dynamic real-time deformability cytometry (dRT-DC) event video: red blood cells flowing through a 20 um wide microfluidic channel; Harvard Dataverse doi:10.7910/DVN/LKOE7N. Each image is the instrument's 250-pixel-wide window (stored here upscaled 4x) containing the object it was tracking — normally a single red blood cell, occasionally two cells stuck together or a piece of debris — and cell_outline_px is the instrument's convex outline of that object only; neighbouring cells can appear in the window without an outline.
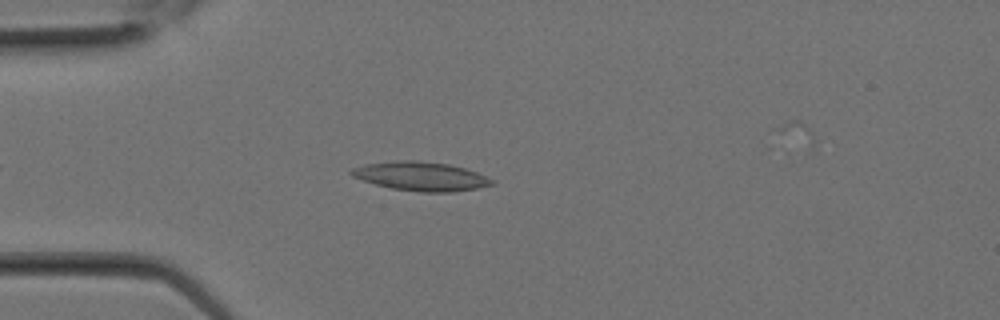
{"species": "Egyptian fruit bat (a non-hibernating species)", "species_latin": "Rousettus aegyptiacus", "temperature_condition": "room temperature", "stored_images_in_passage": 8, "camera_frame_rate_fps": 3000, "um_per_image_px": 0.085, "animal": {"sex": "female"}, "frame": {"image": 1, "passage_image": 4, "time_ms": 1.0, "image_size_px": [1000, 320], "cell_outline_px": [[496, 184], [476, 188], [452, 192], [420, 192], [392, 188], [376, 184], [352, 176], [348, 172], [352, 168], [364, 164], [396, 160], [416, 160], [448, 164], [464, 168], [476, 172], [496, 180]], "centroid_in_image_um": [35.79, 14.98], "position_along_channel_um": 49.2, "area_um2": 23.7}}
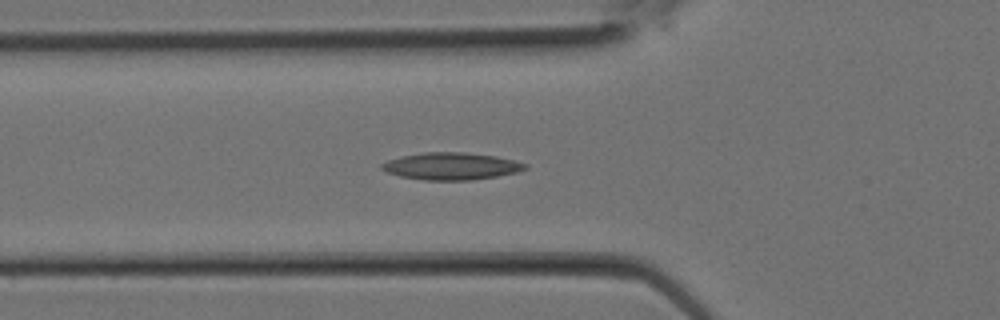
{"frame": {"image": 2, "passage_image": 6, "time_ms": 1.667, "image_size_px": [1000, 320], "cell_outline_px": [[528, 168], [516, 172], [496, 176], [468, 180], [424, 180], [400, 176], [388, 172], [380, 168], [380, 164], [388, 160], [400, 156], [424, 152], [464, 152], [496, 156], [528, 164]], "centroid_in_image_um": [38.33, 14.12], "position_along_channel_um": 87.5, "area_um2": 22.6}}
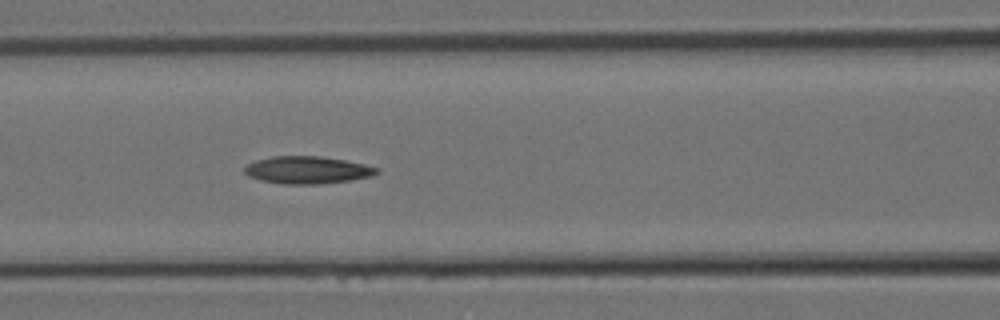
{"frame": {"image": 3, "passage_image": 8, "time_ms": 2.333, "image_size_px": [1000, 320], "cell_outline_px": [[380, 172], [372, 176], [352, 180], [320, 184], [284, 184], [260, 180], [248, 176], [244, 172], [244, 168], [248, 164], [256, 160], [272, 156], [320, 156], [344, 160], [364, 164], [380, 168]], "centroid_in_image_um": [26.14, 14.45], "position_along_channel_um": 140.5, "area_um2": 21.21}}